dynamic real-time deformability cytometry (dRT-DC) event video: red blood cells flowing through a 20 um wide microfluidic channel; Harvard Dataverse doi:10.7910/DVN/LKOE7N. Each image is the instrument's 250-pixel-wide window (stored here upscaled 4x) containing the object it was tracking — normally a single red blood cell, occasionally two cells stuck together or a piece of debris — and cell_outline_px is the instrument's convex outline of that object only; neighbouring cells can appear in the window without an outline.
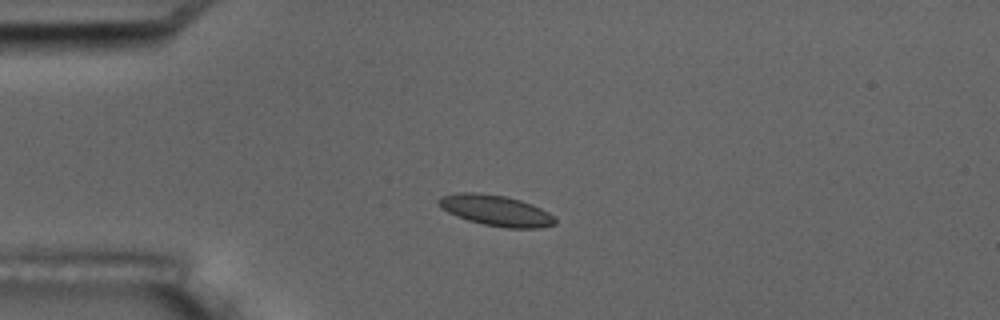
{"species": "common noctule bat (a hibernating species)", "species_latin": "Nyctalus noctula", "temperature_condition": "room temperature", "stored_images_in_passage": 3, "camera_frame_rate_fps": 3000, "um_per_image_px": 0.085, "animal": {"sex": "male", "body_mass_g": 17.5, "forearm_length_mm": 52.3}, "frame": {"image": 1, "passage_image": 2, "time_ms": 1.333, "image_size_px": [1000, 320], "cell_outline_px": [[556, 224], [540, 228], [508, 228], [484, 224], [468, 220], [448, 212], [440, 208], [436, 200], [440, 196], [456, 192], [476, 192], [504, 196], [520, 200], [532, 204], [548, 212], [556, 220]], "centroid_in_image_um": [42.12, 17.88], "position_along_channel_um": 42.9, "area_um2": 20.87}}